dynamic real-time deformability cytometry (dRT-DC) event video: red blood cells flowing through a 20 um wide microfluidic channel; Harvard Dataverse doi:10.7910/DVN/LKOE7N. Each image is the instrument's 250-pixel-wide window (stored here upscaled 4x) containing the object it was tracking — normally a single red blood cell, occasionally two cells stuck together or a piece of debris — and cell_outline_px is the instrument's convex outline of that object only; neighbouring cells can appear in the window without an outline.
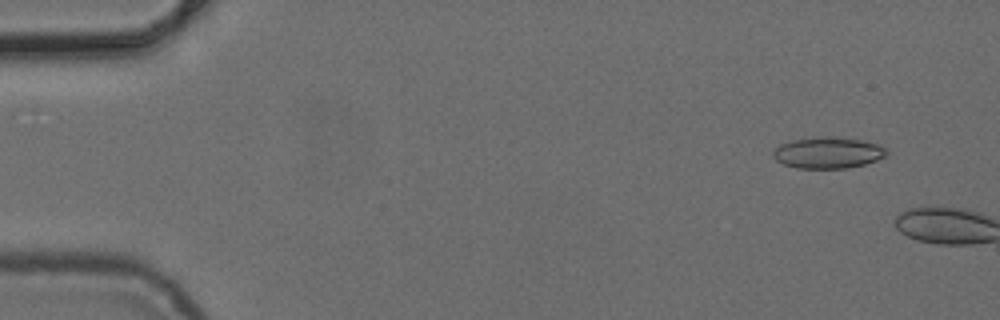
{"species": "common noctule bat (a hibernating species)", "species_latin": "Nyctalus noctula", "temperature_condition": "cold", "stored_images_in_passage": 2, "camera_frame_rate_fps": 3000, "um_per_image_px": 0.085, "animal": {"sex": "female", "body_mass_g": 24.6, "forearm_length_mm": 56.2}, "frame": {"image": 1, "passage_image": 1, "time_ms": 0.0, "image_size_px": [1000, 320], "cell_outline_px": [[888, 156], [864, 164], [848, 168], [796, 168], [784, 164], [776, 160], [772, 156], [772, 152], [780, 144], [788, 140], [824, 136], [860, 140], [876, 144], [884, 148], [888, 152]], "centroid_in_image_um": [70.34, 12.98], "position_along_channel_um": 14.7, "area_um2": 20.63}}